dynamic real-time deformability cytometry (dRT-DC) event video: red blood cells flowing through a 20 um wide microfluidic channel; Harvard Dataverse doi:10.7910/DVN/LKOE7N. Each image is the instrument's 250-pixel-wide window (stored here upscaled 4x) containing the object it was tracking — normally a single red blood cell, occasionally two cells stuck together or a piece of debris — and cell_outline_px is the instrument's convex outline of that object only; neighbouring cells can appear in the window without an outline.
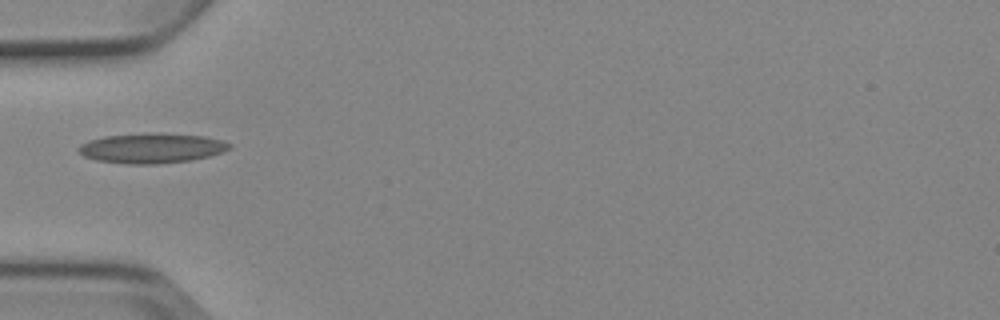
{"species": "Egyptian fruit bat (a non-hibernating species)", "species_latin": "Rousettus aegyptiacus", "temperature_condition": "cold", "stored_images_in_passage": 1, "camera_frame_rate_fps": 3000, "um_per_image_px": 0.085, "animal": {"sex": "female"}, "frame": {"image": 1, "passage_image": 1, "time_ms": 0.0, "image_size_px": [1000, 320], "cell_outline_px": [[232, 148], [208, 156], [192, 160], [156, 164], [128, 164], [96, 160], [84, 156], [76, 148], [80, 144], [88, 140], [104, 136], [204, 136], [224, 140], [232, 144]], "centroid_in_image_um": [12.88, 12.65], "position_along_channel_um": 72.1, "area_um2": 25.09}}